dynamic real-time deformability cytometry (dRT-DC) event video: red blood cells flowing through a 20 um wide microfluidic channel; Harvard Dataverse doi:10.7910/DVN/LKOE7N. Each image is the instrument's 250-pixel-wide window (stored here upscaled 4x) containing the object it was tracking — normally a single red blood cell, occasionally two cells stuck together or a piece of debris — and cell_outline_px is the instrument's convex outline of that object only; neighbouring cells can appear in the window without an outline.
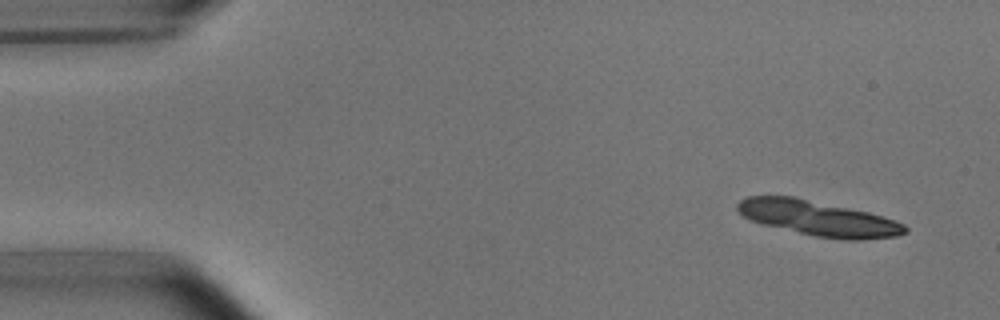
{"species": "common noctule bat (a hibernating species)", "species_latin": "Nyctalus noctula", "temperature_condition": "room temperature", "stored_images_in_passage": 5, "camera_frame_rate_fps": 3000, "um_per_image_px": 0.085, "animal": {"sex": "male", "body_mass_g": 15.6}, "frame": {"image": 1, "passage_image": 1, "time_ms": 0.0, "image_size_px": [1000, 320], "cell_outline_px": [[908, 232], [896, 236], [860, 240], [844, 240], [816, 236], [764, 224], [752, 220], [744, 216], [736, 208], [736, 204], [740, 200], [748, 196], [792, 196], [868, 212], [904, 224], [908, 228]], "centroid_in_image_um": [69.56, 18.55], "position_along_channel_um": 15.4, "area_um2": 33.76}}
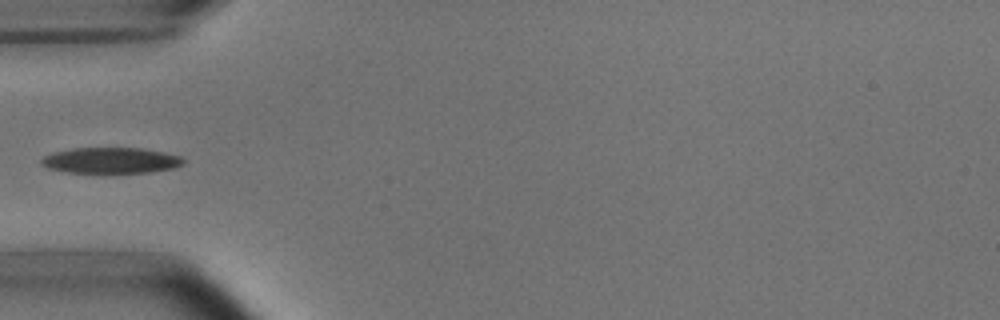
{"frame": {"image": 2, "passage_image": 5, "time_ms": 4.667, "image_size_px": [1000, 320], "cell_outline_px": [[184, 164], [176, 168], [152, 172], [108, 176], [100, 176], [68, 172], [48, 168], [40, 164], [40, 160], [44, 156], [56, 152], [72, 148], [140, 148], [164, 152], [180, 156], [184, 160]], "centroid_in_image_um": [9.44, 13.7], "position_along_channel_um": 75.6, "area_um2": 22.6}}